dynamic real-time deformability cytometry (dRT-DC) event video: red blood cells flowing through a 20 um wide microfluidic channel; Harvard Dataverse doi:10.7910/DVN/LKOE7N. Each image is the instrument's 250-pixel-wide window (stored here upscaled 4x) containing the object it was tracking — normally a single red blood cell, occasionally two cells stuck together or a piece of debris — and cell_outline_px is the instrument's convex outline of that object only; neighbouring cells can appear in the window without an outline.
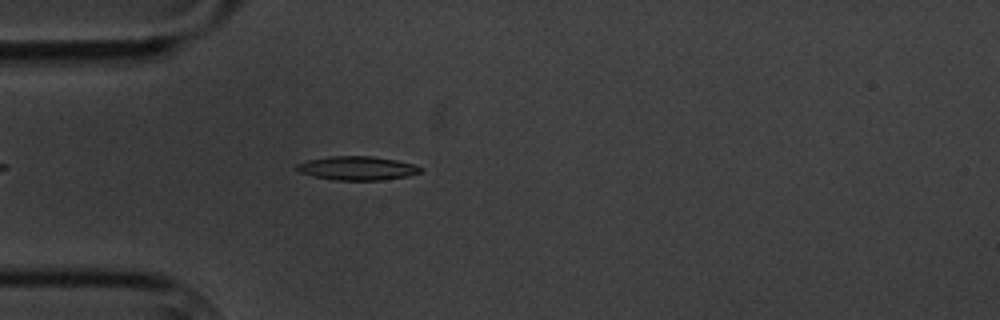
{"species": "common noctule bat (a hibernating species)", "species_latin": "Nyctalus noctula", "temperature_condition": "cold", "stored_images_in_passage": 1, "camera_frame_rate_fps": 3000, "um_per_image_px": 0.085, "animal": {"sex": "male", "body_mass_g": 20.1, "forearm_length_mm": 53.5}, "frame": {"image": 1, "passage_image": 1, "time_ms": 0.0, "image_size_px": [1000, 320], "cell_outline_px": [[424, 168], [420, 172], [408, 176], [384, 180], [336, 180], [312, 176], [300, 172], [296, 168], [296, 164], [308, 160], [332, 156], [372, 156], [396, 160], [416, 164]], "centroid_in_image_um": [30.4, 14.3], "position_along_channel_um": 54.6, "area_um2": 17.22}}